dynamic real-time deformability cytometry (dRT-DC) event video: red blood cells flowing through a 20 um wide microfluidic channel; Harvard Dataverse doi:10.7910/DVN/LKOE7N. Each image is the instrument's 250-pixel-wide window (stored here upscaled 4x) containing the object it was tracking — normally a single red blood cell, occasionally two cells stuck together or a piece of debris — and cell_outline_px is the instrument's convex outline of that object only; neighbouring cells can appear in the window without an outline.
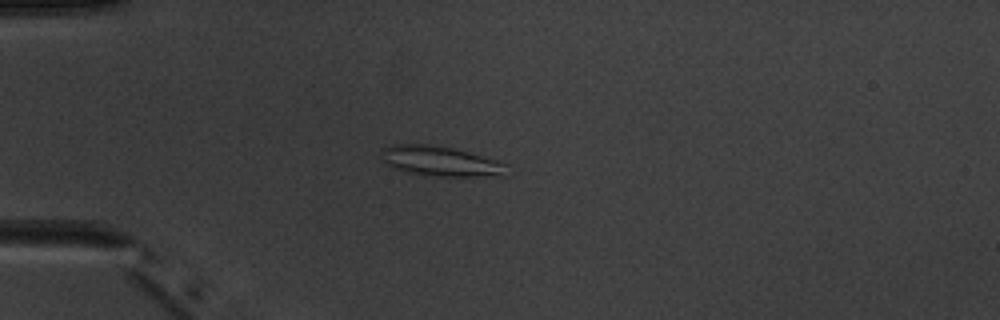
{"species": "common noctule bat (a hibernating species)", "species_latin": "Nyctalus noctula", "temperature_condition": "warm", "stored_images_in_passage": 7, "camera_frame_rate_fps": 3000, "um_per_image_px": 0.085, "animal": {"sex": "male", "body_mass_g": 20.1, "forearm_length_mm": 53.5}, "frame": {"image": 1, "passage_image": 4, "time_ms": 3.667, "image_size_px": [1000, 320], "cell_outline_px": [[508, 176], [440, 176], [408, 172], [392, 168], [384, 160], [384, 148], [392, 144], [428, 144], [452, 148], [468, 152], [496, 160], [508, 164]], "centroid_in_image_um": [37.53, 13.71], "position_along_channel_um": 47.5, "area_um2": 21.68}}
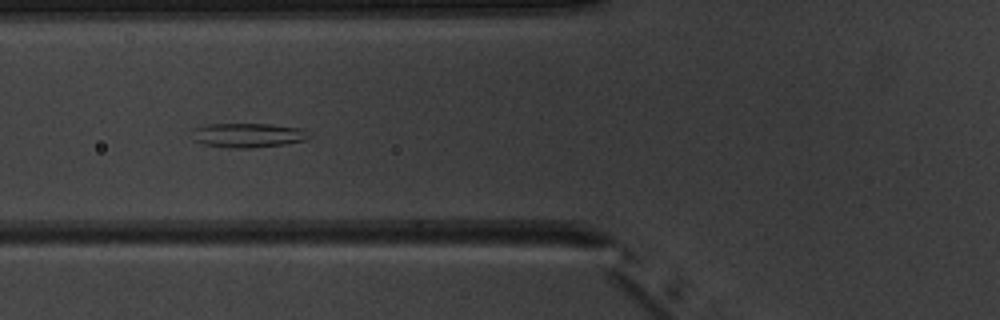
{"frame": {"image": 2, "passage_image": 6, "time_ms": 5.667, "image_size_px": [1000, 320], "cell_outline_px": [[308, 136], [304, 140], [284, 144], [248, 148], [228, 148], [204, 144], [192, 140], [196, 128], [208, 124], [272, 124], [300, 128], [308, 132]], "centroid_in_image_um": [21.06, 11.5], "position_along_channel_um": 104.7, "area_um2": 16.36}}
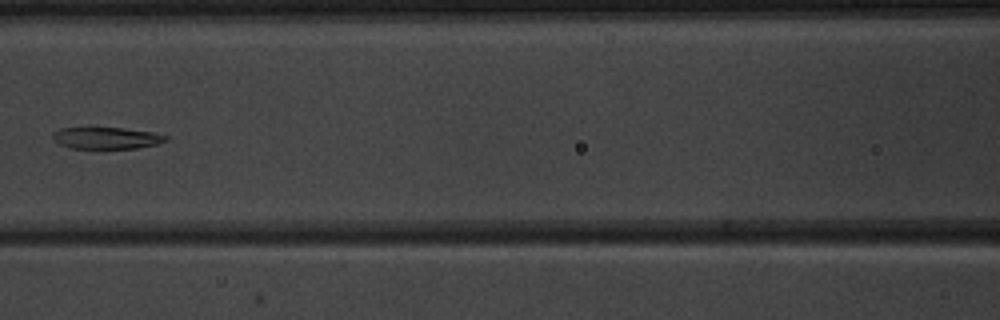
{"frame": {"image": 3, "passage_image": 7, "time_ms": 7.0, "image_size_px": [1000, 320], "cell_outline_px": [[168, 140], [156, 144], [136, 148], [104, 152], [72, 148], [60, 144], [52, 140], [52, 136], [60, 128], [124, 128], [152, 132], [168, 136]], "centroid_in_image_um": [9.05, 11.79], "position_along_channel_um": 157.6, "area_um2": 15.03}}